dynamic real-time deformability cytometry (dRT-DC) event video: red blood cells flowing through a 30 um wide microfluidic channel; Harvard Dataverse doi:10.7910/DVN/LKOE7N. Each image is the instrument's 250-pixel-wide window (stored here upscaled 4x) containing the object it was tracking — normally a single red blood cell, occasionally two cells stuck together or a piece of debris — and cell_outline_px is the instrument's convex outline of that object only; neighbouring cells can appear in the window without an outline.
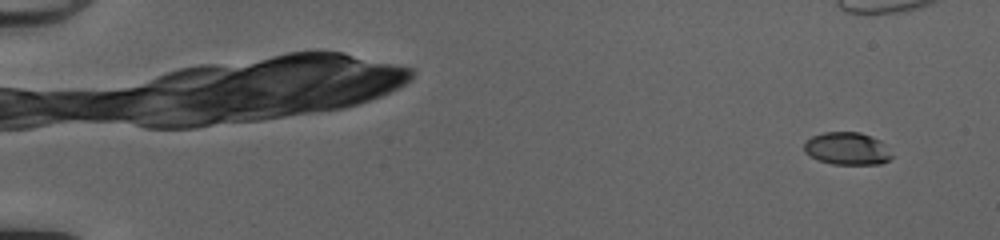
{"species": "common noctule bat (a hibernating species)", "species_latin": "Nyctalus noctula", "temperature_condition": "cold", "stored_images_in_passage": 47, "camera_frame_rate_fps": 3000, "um_per_image_px": 0.085, "animal": {"sex": "female", "body_mass_g": 20.0, "forearm_length_mm": 54.0}, "frame": {"image": 1, "passage_image": 5, "time_ms": 1.333, "image_size_px": [1000, 240], "cell_outline_px": [[892, 156], [888, 160], [880, 164], [832, 164], [820, 160], [804, 152], [804, 144], [812, 136], [824, 132], [860, 132], [872, 136], [880, 140]], "centroid_in_image_um": [72.0, 12.62], "position_along_channel_um": 13.0, "area_um2": 16.42}}
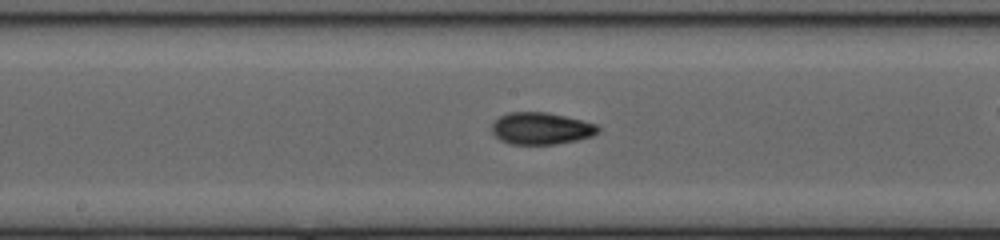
{"frame": {"image": 2, "passage_image": 31, "time_ms": 10.0, "image_size_px": [1000, 240], "cell_outline_px": [[600, 132], [592, 136], [576, 140], [556, 144], [512, 144], [500, 140], [492, 132], [492, 124], [500, 116], [508, 112], [548, 112], [596, 124], [600, 128]], "centroid_in_image_um": [46.0, 10.92], "position_along_channel_um": 202.2, "area_um2": 19.71}}
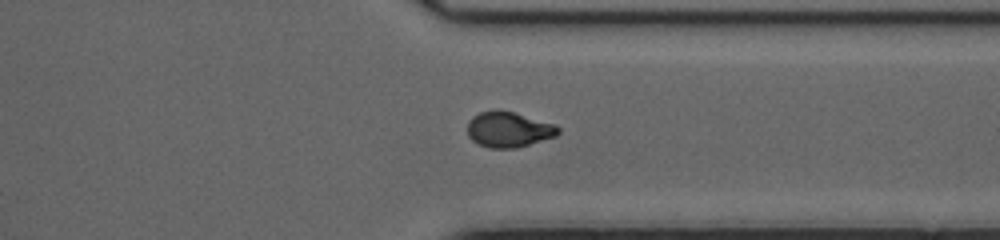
{"frame": {"image": 3, "passage_image": 43, "time_ms": 14.0, "image_size_px": [1000, 240], "cell_outline_px": [[560, 132], [556, 136], [516, 148], [488, 148], [472, 140], [468, 136], [468, 120], [472, 116], [480, 112], [496, 108], [500, 108], [556, 124], [560, 128]], "centroid_in_image_um": [43.23, 10.98], "position_along_channel_um": 368.2, "area_um2": 19.07}, "authors_computed_cell_mechanics": {"area_um2": 18.5538, "velocity_mm_per_s": 4.1698, "shape_relaxation_time_tau1_ms": null, "shape_relaxation_time_tau2_ms": 1.4094, "deformation_change_tau1": null, "deformation_change_tau2": 0.07}}